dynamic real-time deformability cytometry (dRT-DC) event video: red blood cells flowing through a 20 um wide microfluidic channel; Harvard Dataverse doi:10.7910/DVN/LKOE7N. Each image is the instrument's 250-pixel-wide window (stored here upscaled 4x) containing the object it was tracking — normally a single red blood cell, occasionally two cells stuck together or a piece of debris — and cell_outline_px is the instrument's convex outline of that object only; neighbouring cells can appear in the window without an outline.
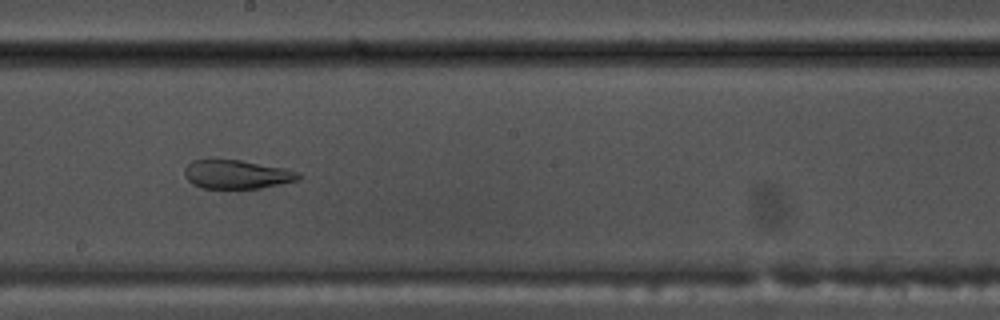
{"species": "common noctule bat (a hibernating species)", "species_latin": "Nyctalus noctula", "temperature_condition": "warm", "stored_images_in_passage": 54, "camera_frame_rate_fps": 3000, "um_per_image_px": 0.085, "animal": {"sex": "male", "body_mass_g": 17.5, "forearm_length_mm": 52.3}, "frame": {"image": 1, "passage_image": 30, "time_ms": 9.667, "image_size_px": [1000, 320], "cell_outline_px": [[300, 180], [260, 188], [200, 188], [192, 184], [184, 176], [184, 168], [192, 160], [240, 160], [284, 168], [300, 172]], "centroid_in_image_um": [20.12, 14.83], "position_along_channel_um": 228.1, "area_um2": 19.07}}
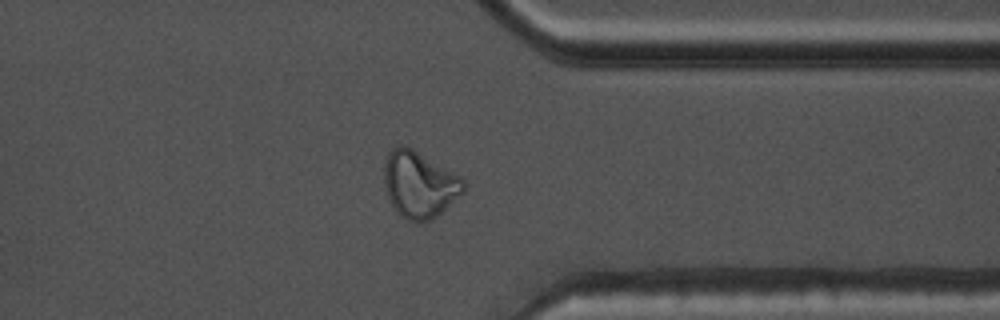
{"frame": {"image": 2, "passage_image": 42, "time_ms": 13.667, "image_size_px": [1000, 320], "cell_outline_px": [[464, 192], [432, 220], [420, 224], [408, 220], [400, 216], [396, 212], [388, 196], [384, 184], [384, 164], [388, 152], [392, 148], [400, 144], [404, 144], [412, 148], [460, 176], [464, 180]], "centroid_in_image_um": [35.63, 15.69], "position_along_channel_um": 375.8, "area_um2": 30.92}}
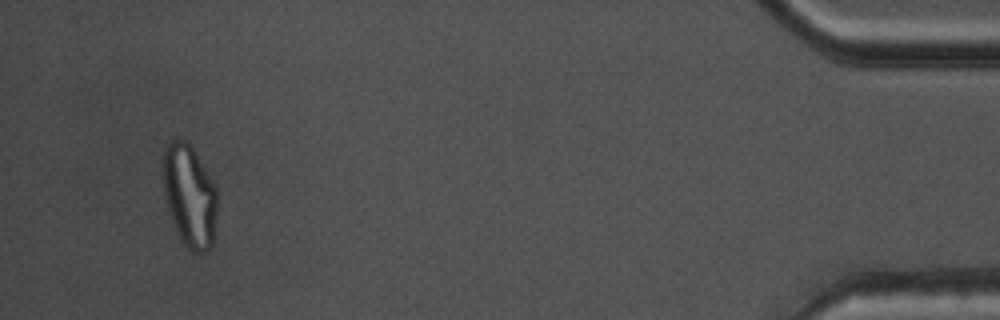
{"frame": {"image": 3, "passage_image": 51, "time_ms": 16.667, "image_size_px": [1000, 320], "cell_outline_px": [[216, 212], [212, 244], [204, 252], [192, 252], [184, 244], [172, 220], [164, 196], [164, 148], [172, 140], [188, 140], [216, 188]], "centroid_in_image_um": [16.11, 16.63], "position_along_channel_um": 419.1, "area_um2": 31.56}, "authors_computed_cell_mechanics": {"area_um2": 28.3798, "velocity_mm_per_s": 3.7985, "shape_relaxation_time_tau1_ms": null, "shape_relaxation_time_tau2_ms": 1.5982, "deformation_change_tau1": null, "deformation_change_tau2": 0.0898}}